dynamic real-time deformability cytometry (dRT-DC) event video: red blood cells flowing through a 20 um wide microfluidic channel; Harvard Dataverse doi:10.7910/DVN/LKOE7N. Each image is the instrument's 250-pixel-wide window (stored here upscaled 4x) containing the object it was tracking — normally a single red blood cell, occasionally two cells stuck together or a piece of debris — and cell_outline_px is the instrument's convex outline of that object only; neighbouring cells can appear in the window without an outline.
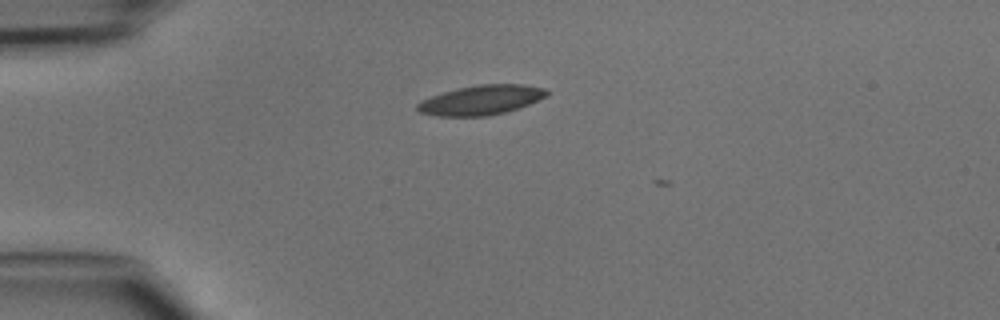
{"species": "common noctule bat (a hibernating species)", "species_latin": "Nyctalus noctula", "temperature_condition": "cold", "stored_images_in_passage": 3, "camera_frame_rate_fps": 3000, "um_per_image_px": 0.085, "animal": {"sex": "male", "body_mass_g": 15.6}, "frame": {"image": 1, "passage_image": 1, "time_ms": 0.0, "image_size_px": [1000, 320], "cell_outline_px": [[548, 96], [520, 108], [488, 116], [436, 116], [420, 112], [416, 108], [416, 104], [420, 100], [444, 92], [476, 84], [524, 84], [544, 88], [548, 92]], "centroid_in_image_um": [40.91, 8.5], "position_along_channel_um": 44.1, "area_um2": 22.37}}